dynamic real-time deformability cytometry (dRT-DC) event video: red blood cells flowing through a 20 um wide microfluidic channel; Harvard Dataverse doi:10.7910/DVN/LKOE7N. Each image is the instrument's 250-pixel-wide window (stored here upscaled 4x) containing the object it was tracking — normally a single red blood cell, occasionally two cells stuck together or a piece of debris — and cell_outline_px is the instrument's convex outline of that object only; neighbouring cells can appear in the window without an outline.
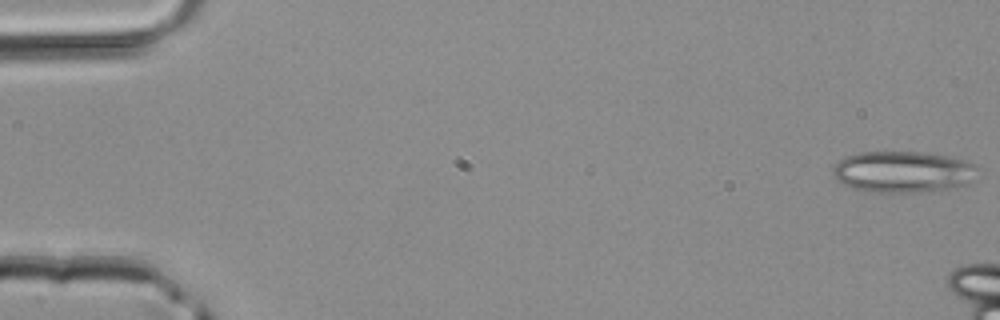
{"species": "common noctule bat (a hibernating species)", "species_latin": "Nyctalus noctula", "temperature_condition": "room temperature", "stored_images_in_passage": 3, "camera_frame_rate_fps": 3000, "um_per_image_px": 0.085, "animal": {"sex": "male", "body_mass_g": 20.4}, "frame": {"image": 1, "passage_image": 1, "time_ms": 0.0, "image_size_px": [1000, 320], "cell_outline_px": [[976, 168], [972, 180], [968, 184], [948, 188], [916, 192], [868, 192], [852, 188], [836, 180], [832, 172], [832, 168], [840, 160], [848, 156], [860, 152], [920, 152], [948, 156], [964, 160], [976, 164]], "centroid_in_image_um": [76.72, 14.6], "position_along_channel_um": 8.3, "area_um2": 34.68}}